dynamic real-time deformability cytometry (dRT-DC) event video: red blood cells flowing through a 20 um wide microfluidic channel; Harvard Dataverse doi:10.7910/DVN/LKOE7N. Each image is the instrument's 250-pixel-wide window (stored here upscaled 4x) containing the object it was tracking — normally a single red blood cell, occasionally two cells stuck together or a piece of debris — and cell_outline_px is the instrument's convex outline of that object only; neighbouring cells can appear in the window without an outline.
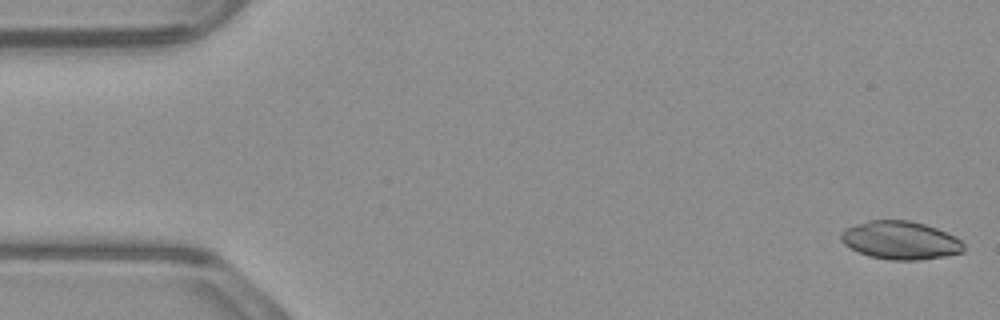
{"species": "common noctule bat (a hibernating species)", "species_latin": "Nyctalus noctula", "temperature_condition": "warm", "stored_images_in_passage": 53, "camera_frame_rate_fps": 3000, "um_per_image_px": 0.085, "animal": {"sex": "male", "body_mass_g": 23.1, "forearm_length_mm": 52.7}, "frame": {"image": 1, "passage_image": 1, "time_ms": 0.0, "image_size_px": [1000, 320], "cell_outline_px": [[964, 252], [944, 256], [920, 260], [888, 260], [868, 256], [844, 244], [840, 240], [840, 232], [844, 228], [868, 220], [908, 220], [924, 224], [936, 228], [956, 236], [964, 244]], "centroid_in_image_um": [76.52, 20.42], "position_along_channel_um": 8.5, "area_um2": 27.46}}
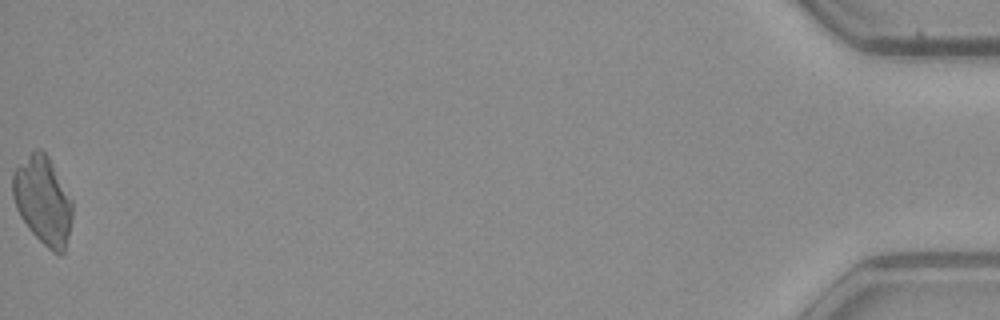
{"frame": {"image": 2, "passage_image": 53, "time_ms": 17.333, "image_size_px": [1000, 320], "cell_outline_px": [[72, 216], [68, 236], [64, 252], [52, 252], [28, 228], [20, 216], [16, 208], [12, 196], [12, 172], [36, 148], [40, 148], [48, 156], [72, 200]], "centroid_in_image_um": [3.63, 17.03], "position_along_channel_um": 431.6, "area_um2": 30.17}}